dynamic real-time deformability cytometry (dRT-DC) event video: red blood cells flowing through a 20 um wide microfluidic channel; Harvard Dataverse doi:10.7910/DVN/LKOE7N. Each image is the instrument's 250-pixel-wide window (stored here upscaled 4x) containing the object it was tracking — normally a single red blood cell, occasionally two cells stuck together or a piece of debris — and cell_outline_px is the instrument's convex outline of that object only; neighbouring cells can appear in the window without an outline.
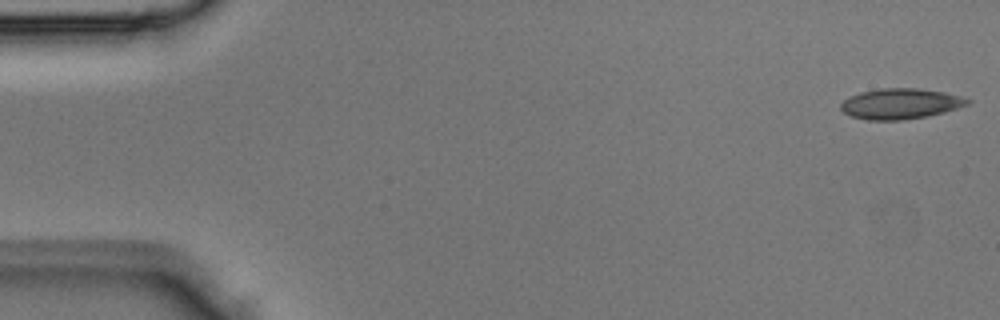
{"species": "Egyptian fruit bat (a non-hibernating species)", "species_latin": "Rousettus aegyptiacus", "temperature_condition": "room temperature", "stored_images_in_passage": 4, "camera_frame_rate_fps": 3000, "um_per_image_px": 0.085, "animal": {"sex": "male"}, "frame": {"image": 1, "passage_image": 1, "time_ms": 0.0, "image_size_px": [1000, 320], "cell_outline_px": [[972, 100], [968, 104], [944, 112], [928, 116], [904, 120], [868, 120], [852, 116], [844, 112], [840, 108], [840, 104], [844, 100], [860, 92], [880, 88], [916, 88], [944, 92], [960, 96]], "centroid_in_image_um": [76.54, 8.82], "position_along_channel_um": 8.5, "area_um2": 22.43}}
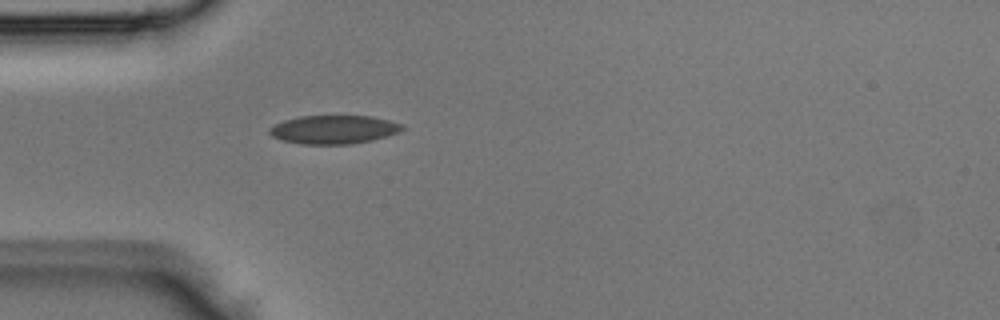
{"frame": {"image": 2, "passage_image": 4, "time_ms": 1.0, "image_size_px": [1000, 320], "cell_outline_px": [[404, 128], [400, 132], [372, 140], [352, 144], [300, 144], [284, 140], [272, 136], [268, 132], [268, 128], [284, 120], [300, 116], [372, 116], [404, 124]], "centroid_in_image_um": [28.39, 11.01], "position_along_channel_um": 56.6, "area_um2": 22.08}}